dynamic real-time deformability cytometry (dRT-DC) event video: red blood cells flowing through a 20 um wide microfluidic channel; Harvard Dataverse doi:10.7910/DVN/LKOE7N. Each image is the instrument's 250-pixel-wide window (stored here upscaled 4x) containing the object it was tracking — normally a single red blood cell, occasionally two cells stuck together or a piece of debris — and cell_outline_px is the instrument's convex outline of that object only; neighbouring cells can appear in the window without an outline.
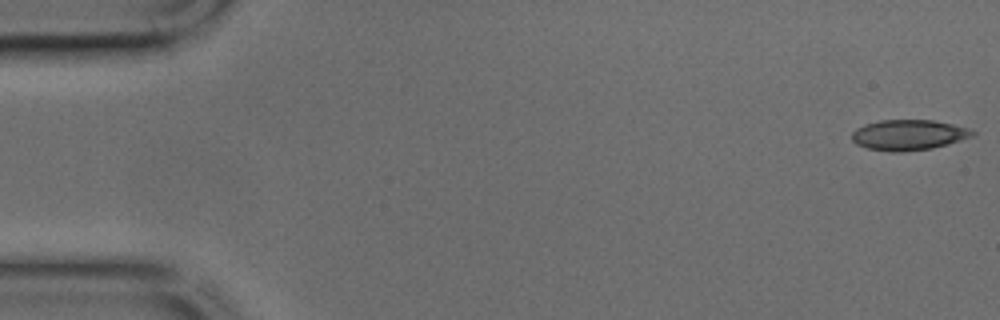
{"species": "common noctule bat (a hibernating species)", "species_latin": "Nyctalus noctula", "temperature_condition": "cold", "stored_images_in_passage": 9, "camera_frame_rate_fps": 3000, "um_per_image_px": 0.085, "animal": {"sex": "male", "body_mass_g": 17.9, "forearm_length_mm": 54.2}, "frame": {"image": 1, "passage_image": 1, "time_ms": 0.0, "image_size_px": [1000, 320], "cell_outline_px": [[976, 132], [972, 136], [948, 144], [932, 148], [900, 152], [892, 152], [868, 148], [856, 144], [852, 140], [852, 132], [856, 128], [864, 124], [880, 120], [932, 120], [952, 124], [968, 128]], "centroid_in_image_um": [77.2, 11.46], "position_along_channel_um": 7.8, "area_um2": 21.33}}